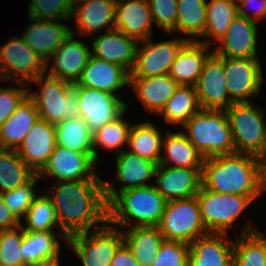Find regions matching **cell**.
I'll return each mask as SVG.
<instances>
[{"label":"cell","mask_w":266,"mask_h":266,"mask_svg":"<svg viewBox=\"0 0 266 266\" xmlns=\"http://www.w3.org/2000/svg\"><path fill=\"white\" fill-rule=\"evenodd\" d=\"M35 174L16 150L0 149V193L25 184Z\"/></svg>","instance_id":"37"},{"label":"cell","mask_w":266,"mask_h":266,"mask_svg":"<svg viewBox=\"0 0 266 266\" xmlns=\"http://www.w3.org/2000/svg\"><path fill=\"white\" fill-rule=\"evenodd\" d=\"M21 229V232L16 231ZM22 223L20 226L0 231V266H29L22 257Z\"/></svg>","instance_id":"44"},{"label":"cell","mask_w":266,"mask_h":266,"mask_svg":"<svg viewBox=\"0 0 266 266\" xmlns=\"http://www.w3.org/2000/svg\"><path fill=\"white\" fill-rule=\"evenodd\" d=\"M31 23L22 38L27 45L46 63L47 68L51 65L52 54L68 38L72 30L57 20H38L30 18Z\"/></svg>","instance_id":"19"},{"label":"cell","mask_w":266,"mask_h":266,"mask_svg":"<svg viewBox=\"0 0 266 266\" xmlns=\"http://www.w3.org/2000/svg\"><path fill=\"white\" fill-rule=\"evenodd\" d=\"M29 266H59V255L57 257L41 260Z\"/></svg>","instance_id":"52"},{"label":"cell","mask_w":266,"mask_h":266,"mask_svg":"<svg viewBox=\"0 0 266 266\" xmlns=\"http://www.w3.org/2000/svg\"><path fill=\"white\" fill-rule=\"evenodd\" d=\"M39 179L38 174H35L25 184L1 193L4 205L20 222L22 217L26 216L29 207L37 197L33 187H35L36 181Z\"/></svg>","instance_id":"42"},{"label":"cell","mask_w":266,"mask_h":266,"mask_svg":"<svg viewBox=\"0 0 266 266\" xmlns=\"http://www.w3.org/2000/svg\"><path fill=\"white\" fill-rule=\"evenodd\" d=\"M124 243L140 266H152L164 236L157 226L129 227L122 230Z\"/></svg>","instance_id":"30"},{"label":"cell","mask_w":266,"mask_h":266,"mask_svg":"<svg viewBox=\"0 0 266 266\" xmlns=\"http://www.w3.org/2000/svg\"><path fill=\"white\" fill-rule=\"evenodd\" d=\"M195 88L202 110H226L234 103L227 90L224 57L213 52L207 58Z\"/></svg>","instance_id":"14"},{"label":"cell","mask_w":266,"mask_h":266,"mask_svg":"<svg viewBox=\"0 0 266 266\" xmlns=\"http://www.w3.org/2000/svg\"><path fill=\"white\" fill-rule=\"evenodd\" d=\"M152 38L139 42L130 78H145L168 74L178 52L190 39L178 38L158 43H150ZM139 47V48H138Z\"/></svg>","instance_id":"11"},{"label":"cell","mask_w":266,"mask_h":266,"mask_svg":"<svg viewBox=\"0 0 266 266\" xmlns=\"http://www.w3.org/2000/svg\"><path fill=\"white\" fill-rule=\"evenodd\" d=\"M202 185L222 194L260 196L259 159L250 154L233 153L205 158Z\"/></svg>","instance_id":"2"},{"label":"cell","mask_w":266,"mask_h":266,"mask_svg":"<svg viewBox=\"0 0 266 266\" xmlns=\"http://www.w3.org/2000/svg\"><path fill=\"white\" fill-rule=\"evenodd\" d=\"M162 140L161 133L152 123L134 124L129 133V151L159 164L162 157Z\"/></svg>","instance_id":"35"},{"label":"cell","mask_w":266,"mask_h":266,"mask_svg":"<svg viewBox=\"0 0 266 266\" xmlns=\"http://www.w3.org/2000/svg\"><path fill=\"white\" fill-rule=\"evenodd\" d=\"M91 55L109 63L120 65L129 73L133 69L138 42L123 34L117 28L94 37Z\"/></svg>","instance_id":"22"},{"label":"cell","mask_w":266,"mask_h":266,"mask_svg":"<svg viewBox=\"0 0 266 266\" xmlns=\"http://www.w3.org/2000/svg\"><path fill=\"white\" fill-rule=\"evenodd\" d=\"M26 227L24 231L30 232H54L53 227L59 223L56 217L55 208L51 199L45 195H38L29 207L26 216Z\"/></svg>","instance_id":"41"},{"label":"cell","mask_w":266,"mask_h":266,"mask_svg":"<svg viewBox=\"0 0 266 266\" xmlns=\"http://www.w3.org/2000/svg\"><path fill=\"white\" fill-rule=\"evenodd\" d=\"M152 13L148 0H117L115 28L138 43L152 36Z\"/></svg>","instance_id":"23"},{"label":"cell","mask_w":266,"mask_h":266,"mask_svg":"<svg viewBox=\"0 0 266 266\" xmlns=\"http://www.w3.org/2000/svg\"><path fill=\"white\" fill-rule=\"evenodd\" d=\"M184 135L204 158L235 153L231 125L225 110H202L184 125Z\"/></svg>","instance_id":"4"},{"label":"cell","mask_w":266,"mask_h":266,"mask_svg":"<svg viewBox=\"0 0 266 266\" xmlns=\"http://www.w3.org/2000/svg\"><path fill=\"white\" fill-rule=\"evenodd\" d=\"M117 0H77L74 2L72 17L75 16L76 32L94 35L104 28H115V5ZM74 15V16H73ZM111 23V24H110ZM109 25V27L107 26ZM79 31V32H78Z\"/></svg>","instance_id":"26"},{"label":"cell","mask_w":266,"mask_h":266,"mask_svg":"<svg viewBox=\"0 0 266 266\" xmlns=\"http://www.w3.org/2000/svg\"><path fill=\"white\" fill-rule=\"evenodd\" d=\"M199 110L195 86L179 85L159 114L165 122L183 126Z\"/></svg>","instance_id":"34"},{"label":"cell","mask_w":266,"mask_h":266,"mask_svg":"<svg viewBox=\"0 0 266 266\" xmlns=\"http://www.w3.org/2000/svg\"><path fill=\"white\" fill-rule=\"evenodd\" d=\"M259 59L224 58V71L228 94L233 102H250L259 94L263 81Z\"/></svg>","instance_id":"15"},{"label":"cell","mask_w":266,"mask_h":266,"mask_svg":"<svg viewBox=\"0 0 266 266\" xmlns=\"http://www.w3.org/2000/svg\"><path fill=\"white\" fill-rule=\"evenodd\" d=\"M206 0H177V32L203 37L206 27Z\"/></svg>","instance_id":"38"},{"label":"cell","mask_w":266,"mask_h":266,"mask_svg":"<svg viewBox=\"0 0 266 266\" xmlns=\"http://www.w3.org/2000/svg\"><path fill=\"white\" fill-rule=\"evenodd\" d=\"M232 266H266V237L251 222L234 242Z\"/></svg>","instance_id":"32"},{"label":"cell","mask_w":266,"mask_h":266,"mask_svg":"<svg viewBox=\"0 0 266 266\" xmlns=\"http://www.w3.org/2000/svg\"><path fill=\"white\" fill-rule=\"evenodd\" d=\"M22 257L28 264L57 257L60 253V243L54 232H30L23 230L21 244Z\"/></svg>","instance_id":"36"},{"label":"cell","mask_w":266,"mask_h":266,"mask_svg":"<svg viewBox=\"0 0 266 266\" xmlns=\"http://www.w3.org/2000/svg\"><path fill=\"white\" fill-rule=\"evenodd\" d=\"M155 176L156 188L167 201L194 197L202 186V169L158 164Z\"/></svg>","instance_id":"18"},{"label":"cell","mask_w":266,"mask_h":266,"mask_svg":"<svg viewBox=\"0 0 266 266\" xmlns=\"http://www.w3.org/2000/svg\"><path fill=\"white\" fill-rule=\"evenodd\" d=\"M73 87L78 91L79 116L88 124L92 133L119 117L127 109V105L119 96L78 86L76 83Z\"/></svg>","instance_id":"13"},{"label":"cell","mask_w":266,"mask_h":266,"mask_svg":"<svg viewBox=\"0 0 266 266\" xmlns=\"http://www.w3.org/2000/svg\"><path fill=\"white\" fill-rule=\"evenodd\" d=\"M259 159V171H260V182L264 191H266V149L258 157Z\"/></svg>","instance_id":"51"},{"label":"cell","mask_w":266,"mask_h":266,"mask_svg":"<svg viewBox=\"0 0 266 266\" xmlns=\"http://www.w3.org/2000/svg\"><path fill=\"white\" fill-rule=\"evenodd\" d=\"M257 0H243L241 2L242 5H237L238 7V14L240 16H244L247 19H251L253 21H260L261 18L266 17V0L259 1L260 5L257 6L254 13L249 15L248 12H246L244 9L247 8V6L251 5V3H255Z\"/></svg>","instance_id":"49"},{"label":"cell","mask_w":266,"mask_h":266,"mask_svg":"<svg viewBox=\"0 0 266 266\" xmlns=\"http://www.w3.org/2000/svg\"><path fill=\"white\" fill-rule=\"evenodd\" d=\"M74 0H31L29 18L38 20H68L72 17Z\"/></svg>","instance_id":"43"},{"label":"cell","mask_w":266,"mask_h":266,"mask_svg":"<svg viewBox=\"0 0 266 266\" xmlns=\"http://www.w3.org/2000/svg\"><path fill=\"white\" fill-rule=\"evenodd\" d=\"M167 200L156 186L148 185L120 192L108 204V222L129 228L158 226Z\"/></svg>","instance_id":"3"},{"label":"cell","mask_w":266,"mask_h":266,"mask_svg":"<svg viewBox=\"0 0 266 266\" xmlns=\"http://www.w3.org/2000/svg\"><path fill=\"white\" fill-rule=\"evenodd\" d=\"M56 186L47 196L55 208L60 236L67 239L77 233L92 232L94 227L104 225L99 223L108 222L103 180L58 181Z\"/></svg>","instance_id":"1"},{"label":"cell","mask_w":266,"mask_h":266,"mask_svg":"<svg viewBox=\"0 0 266 266\" xmlns=\"http://www.w3.org/2000/svg\"><path fill=\"white\" fill-rule=\"evenodd\" d=\"M226 113L231 125L235 153L259 157L266 149L265 109L251 102H234Z\"/></svg>","instance_id":"6"},{"label":"cell","mask_w":266,"mask_h":266,"mask_svg":"<svg viewBox=\"0 0 266 266\" xmlns=\"http://www.w3.org/2000/svg\"><path fill=\"white\" fill-rule=\"evenodd\" d=\"M229 1L234 3V4H236V5H238L237 1L241 3L243 0H229Z\"/></svg>","instance_id":"53"},{"label":"cell","mask_w":266,"mask_h":266,"mask_svg":"<svg viewBox=\"0 0 266 266\" xmlns=\"http://www.w3.org/2000/svg\"><path fill=\"white\" fill-rule=\"evenodd\" d=\"M157 227L165 240L180 241L187 244L208 234L201 218L196 196L167 201Z\"/></svg>","instance_id":"7"},{"label":"cell","mask_w":266,"mask_h":266,"mask_svg":"<svg viewBox=\"0 0 266 266\" xmlns=\"http://www.w3.org/2000/svg\"><path fill=\"white\" fill-rule=\"evenodd\" d=\"M0 72L3 80L29 84L46 73V63L22 37H13L0 47Z\"/></svg>","instance_id":"10"},{"label":"cell","mask_w":266,"mask_h":266,"mask_svg":"<svg viewBox=\"0 0 266 266\" xmlns=\"http://www.w3.org/2000/svg\"><path fill=\"white\" fill-rule=\"evenodd\" d=\"M21 225V222L4 205L0 193V231L12 229Z\"/></svg>","instance_id":"50"},{"label":"cell","mask_w":266,"mask_h":266,"mask_svg":"<svg viewBox=\"0 0 266 266\" xmlns=\"http://www.w3.org/2000/svg\"><path fill=\"white\" fill-rule=\"evenodd\" d=\"M74 34L60 45V47L52 54L51 58L54 60L48 75L54 78L77 83L80 79L83 69L91 55L89 44H85L84 40H74Z\"/></svg>","instance_id":"20"},{"label":"cell","mask_w":266,"mask_h":266,"mask_svg":"<svg viewBox=\"0 0 266 266\" xmlns=\"http://www.w3.org/2000/svg\"><path fill=\"white\" fill-rule=\"evenodd\" d=\"M56 145L80 153H93V133L80 116L65 119L55 125Z\"/></svg>","instance_id":"33"},{"label":"cell","mask_w":266,"mask_h":266,"mask_svg":"<svg viewBox=\"0 0 266 266\" xmlns=\"http://www.w3.org/2000/svg\"><path fill=\"white\" fill-rule=\"evenodd\" d=\"M44 76L45 74L29 82L40 85L39 93L28 89V97L36 105L40 119L56 125L65 119L78 117L79 99L74 84L49 75Z\"/></svg>","instance_id":"5"},{"label":"cell","mask_w":266,"mask_h":266,"mask_svg":"<svg viewBox=\"0 0 266 266\" xmlns=\"http://www.w3.org/2000/svg\"><path fill=\"white\" fill-rule=\"evenodd\" d=\"M207 20L203 37L220 40L233 19L239 15L236 4L229 0H210L206 3Z\"/></svg>","instance_id":"40"},{"label":"cell","mask_w":266,"mask_h":266,"mask_svg":"<svg viewBox=\"0 0 266 266\" xmlns=\"http://www.w3.org/2000/svg\"><path fill=\"white\" fill-rule=\"evenodd\" d=\"M56 146L55 125L39 119L16 149L22 160L38 174Z\"/></svg>","instance_id":"21"},{"label":"cell","mask_w":266,"mask_h":266,"mask_svg":"<svg viewBox=\"0 0 266 266\" xmlns=\"http://www.w3.org/2000/svg\"><path fill=\"white\" fill-rule=\"evenodd\" d=\"M127 110L128 107L119 117L105 124L102 128L93 133V154L95 161L99 157L97 148L103 147L107 150H115L117 154H120L123 150L118 149L122 147L124 143L128 144L132 125L124 119V113Z\"/></svg>","instance_id":"39"},{"label":"cell","mask_w":266,"mask_h":266,"mask_svg":"<svg viewBox=\"0 0 266 266\" xmlns=\"http://www.w3.org/2000/svg\"><path fill=\"white\" fill-rule=\"evenodd\" d=\"M162 147L166 157H161L159 164L171 167L202 169L204 157L192 145L183 132H166V137L162 140Z\"/></svg>","instance_id":"31"},{"label":"cell","mask_w":266,"mask_h":266,"mask_svg":"<svg viewBox=\"0 0 266 266\" xmlns=\"http://www.w3.org/2000/svg\"><path fill=\"white\" fill-rule=\"evenodd\" d=\"M93 153H80L56 145L43 169L38 173L43 177H55L57 181L102 180L95 170Z\"/></svg>","instance_id":"12"},{"label":"cell","mask_w":266,"mask_h":266,"mask_svg":"<svg viewBox=\"0 0 266 266\" xmlns=\"http://www.w3.org/2000/svg\"><path fill=\"white\" fill-rule=\"evenodd\" d=\"M209 40L188 41L178 52L168 74L178 85H193L198 82L199 75L207 58L213 51L209 48Z\"/></svg>","instance_id":"27"},{"label":"cell","mask_w":266,"mask_h":266,"mask_svg":"<svg viewBox=\"0 0 266 266\" xmlns=\"http://www.w3.org/2000/svg\"><path fill=\"white\" fill-rule=\"evenodd\" d=\"M148 112L159 114L179 86L169 74L130 78V85Z\"/></svg>","instance_id":"29"},{"label":"cell","mask_w":266,"mask_h":266,"mask_svg":"<svg viewBox=\"0 0 266 266\" xmlns=\"http://www.w3.org/2000/svg\"><path fill=\"white\" fill-rule=\"evenodd\" d=\"M117 179L126 183L119 191L113 183L103 181L104 196L107 205L122 191L142 186H148L146 181L155 177L157 163L141 158L130 151H122L115 156Z\"/></svg>","instance_id":"16"},{"label":"cell","mask_w":266,"mask_h":266,"mask_svg":"<svg viewBox=\"0 0 266 266\" xmlns=\"http://www.w3.org/2000/svg\"><path fill=\"white\" fill-rule=\"evenodd\" d=\"M78 86L109 92L117 96V91L130 85V73L120 65L109 63L90 55Z\"/></svg>","instance_id":"24"},{"label":"cell","mask_w":266,"mask_h":266,"mask_svg":"<svg viewBox=\"0 0 266 266\" xmlns=\"http://www.w3.org/2000/svg\"><path fill=\"white\" fill-rule=\"evenodd\" d=\"M255 22L237 15L213 52L224 58L259 59L256 54L257 27Z\"/></svg>","instance_id":"17"},{"label":"cell","mask_w":266,"mask_h":266,"mask_svg":"<svg viewBox=\"0 0 266 266\" xmlns=\"http://www.w3.org/2000/svg\"><path fill=\"white\" fill-rule=\"evenodd\" d=\"M258 196L222 194L200 187L196 195L201 218L208 233L226 234L233 222Z\"/></svg>","instance_id":"8"},{"label":"cell","mask_w":266,"mask_h":266,"mask_svg":"<svg viewBox=\"0 0 266 266\" xmlns=\"http://www.w3.org/2000/svg\"><path fill=\"white\" fill-rule=\"evenodd\" d=\"M22 88L0 87V126L15 112L28 96V84L15 82ZM26 88H25V87ZM24 88V89H23Z\"/></svg>","instance_id":"47"},{"label":"cell","mask_w":266,"mask_h":266,"mask_svg":"<svg viewBox=\"0 0 266 266\" xmlns=\"http://www.w3.org/2000/svg\"><path fill=\"white\" fill-rule=\"evenodd\" d=\"M227 236L208 233L191 242L188 266H232L234 242Z\"/></svg>","instance_id":"25"},{"label":"cell","mask_w":266,"mask_h":266,"mask_svg":"<svg viewBox=\"0 0 266 266\" xmlns=\"http://www.w3.org/2000/svg\"><path fill=\"white\" fill-rule=\"evenodd\" d=\"M107 224L94 228L92 234L87 231L66 239L81 259L83 266H110L115 253L124 243L122 229L119 230L109 222Z\"/></svg>","instance_id":"9"},{"label":"cell","mask_w":266,"mask_h":266,"mask_svg":"<svg viewBox=\"0 0 266 266\" xmlns=\"http://www.w3.org/2000/svg\"><path fill=\"white\" fill-rule=\"evenodd\" d=\"M110 266H140L130 249L123 243L115 253Z\"/></svg>","instance_id":"48"},{"label":"cell","mask_w":266,"mask_h":266,"mask_svg":"<svg viewBox=\"0 0 266 266\" xmlns=\"http://www.w3.org/2000/svg\"><path fill=\"white\" fill-rule=\"evenodd\" d=\"M39 119L36 105L27 96L0 126V149L16 150Z\"/></svg>","instance_id":"28"},{"label":"cell","mask_w":266,"mask_h":266,"mask_svg":"<svg viewBox=\"0 0 266 266\" xmlns=\"http://www.w3.org/2000/svg\"><path fill=\"white\" fill-rule=\"evenodd\" d=\"M189 250L187 243L164 239L152 266H188Z\"/></svg>","instance_id":"45"},{"label":"cell","mask_w":266,"mask_h":266,"mask_svg":"<svg viewBox=\"0 0 266 266\" xmlns=\"http://www.w3.org/2000/svg\"><path fill=\"white\" fill-rule=\"evenodd\" d=\"M153 22L168 33L177 32V0H148Z\"/></svg>","instance_id":"46"}]
</instances>
